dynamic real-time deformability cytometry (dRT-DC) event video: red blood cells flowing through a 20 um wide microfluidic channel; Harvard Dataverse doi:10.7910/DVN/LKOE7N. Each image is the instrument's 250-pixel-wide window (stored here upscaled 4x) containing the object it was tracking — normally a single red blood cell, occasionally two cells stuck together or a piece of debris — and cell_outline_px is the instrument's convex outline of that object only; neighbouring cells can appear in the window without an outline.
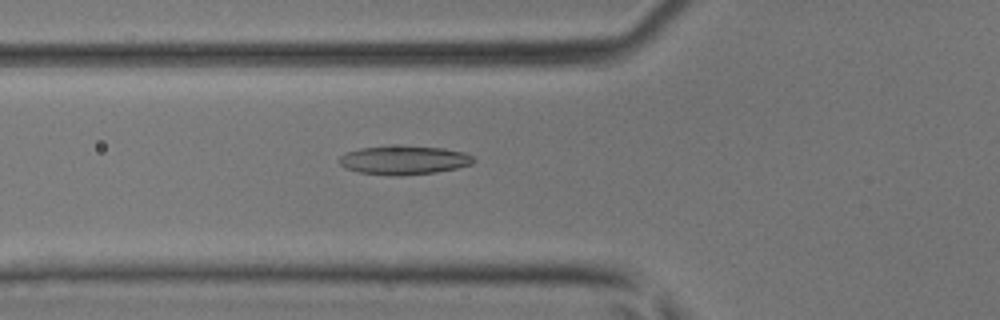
{"species": "common noctule bat (a hibernating species)", "species_latin": "Nyctalus noctula", "temperature_condition": "room temperature", "stored_images_in_passage": 46, "camera_frame_rate_fps": 3000, "um_per_image_px": 0.085, "animal": {"sex": "male", "body_mass_g": 17.9, "forearm_length_mm": 54.2}, "frame": {"image": 1, "passage_image": 17, "time_ms": 5.333, "image_size_px": [1000, 320], "cell_outline_px": [[476, 160], [472, 164], [456, 168], [436, 172], [396, 176], [392, 176], [360, 172], [344, 168], [336, 160], [340, 156], [348, 152], [360, 148], [388, 144], [404, 144], [444, 148], [464, 152], [472, 156]], "centroid_in_image_um": [34.31, 13.58], "position_along_channel_um": 91.5, "area_um2": 23.18}}
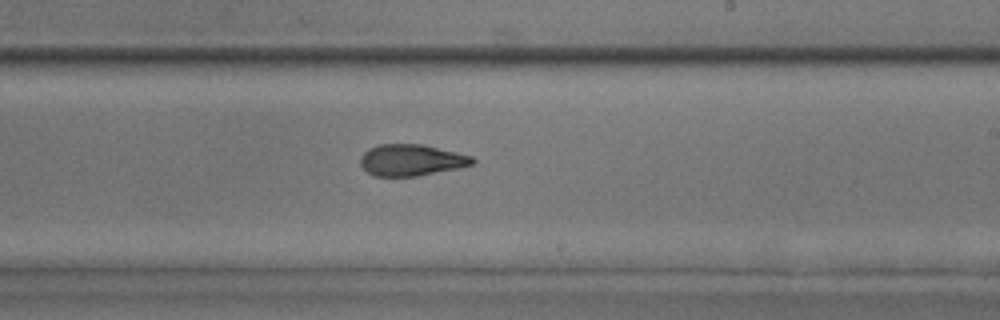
{"frame": {"image": 2, "passage_image": 28, "time_ms": 9.0, "image_size_px": [1000, 320], "cell_outline_px": [[476, 164], [460, 168], [416, 176], [376, 176], [368, 172], [360, 164], [360, 156], [368, 148], [376, 144], [420, 144], [456, 152], [472, 156], [476, 160]], "centroid_in_image_um": [34.97, 13.6], "position_along_channel_um": 254.0, "area_um2": 20.63}}
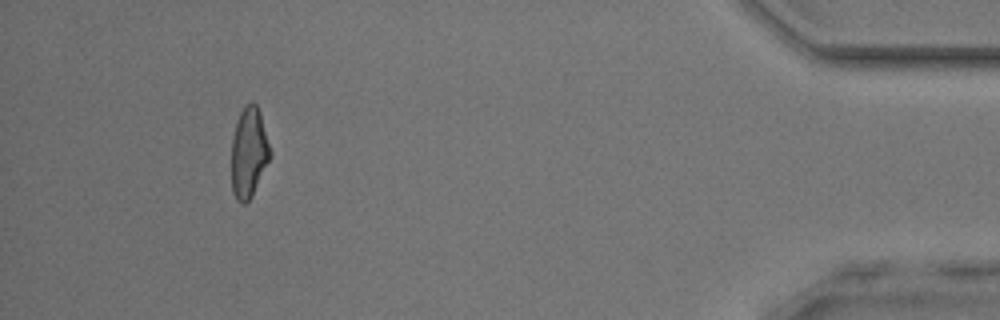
{"frame": {"image": 3, "passage_image": 43, "time_ms": 14.0, "image_size_px": [1000, 320], "cell_outline_px": [[272, 156], [252, 196], [244, 204], [240, 204], [236, 200], [232, 192], [232, 136], [236, 120], [244, 104], [252, 100], [256, 104], [260, 112], [272, 152]], "centroid_in_image_um": [21.16, 12.95], "position_along_channel_um": 414.0, "area_um2": 20.81}}